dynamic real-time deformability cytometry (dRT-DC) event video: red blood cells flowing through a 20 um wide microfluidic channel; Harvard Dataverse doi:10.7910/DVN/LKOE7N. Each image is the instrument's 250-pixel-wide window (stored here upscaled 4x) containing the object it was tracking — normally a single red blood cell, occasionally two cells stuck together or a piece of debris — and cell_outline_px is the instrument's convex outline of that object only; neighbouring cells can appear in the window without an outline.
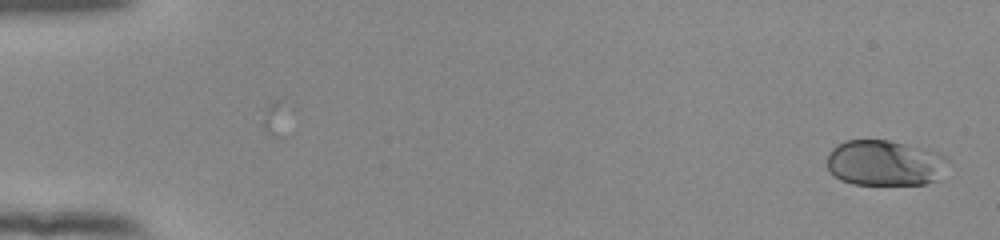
{"species": "human", "species_latin": "Homo sapiens", "temperature_condition": "room temperature", "stored_images_in_passage": 53, "camera_frame_rate_fps": 3000, "um_per_image_px": 0.085, "donor": {"sex": "female"}, "frame": {"image": 1, "passage_image": 1, "time_ms": 0.0, "image_size_px": [1000, 240], "cell_outline_px": [[940, 160], [932, 180], [924, 184], [852, 184], [840, 180], [828, 172], [828, 152], [836, 144], [844, 140], [888, 140], [904, 144], [940, 156]], "centroid_in_image_um": [74.89, 13.85], "position_along_channel_um": 10.1, "area_um2": 30.4}}
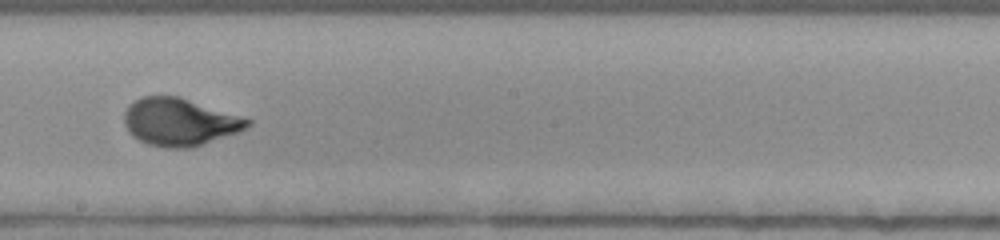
{"frame": {"image": 2, "passage_image": 31, "time_ms": 10.0, "image_size_px": [1000, 240], "cell_outline_px": [[252, 124], [240, 132], [192, 148], [168, 148], [148, 144], [132, 136], [128, 132], [124, 124], [124, 112], [128, 104], [140, 96], [180, 96], [252, 120]], "centroid_in_image_um": [15.25, 10.37], "position_along_channel_um": 232.9, "area_um2": 34.45}}
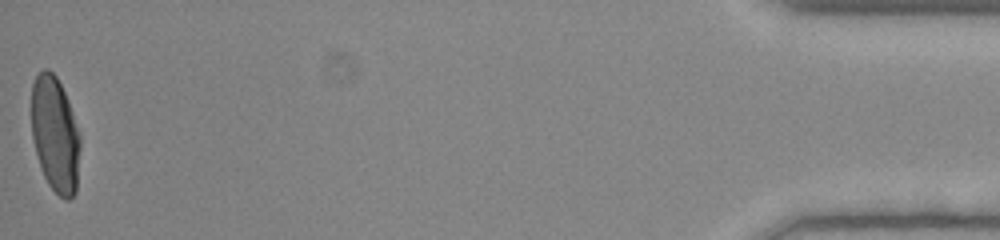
{"frame": {"image": 3, "passage_image": 53, "time_ms": 17.333, "image_size_px": [1000, 240], "cell_outline_px": [[80, 148], [76, 192], [68, 200], [64, 200], [48, 184], [44, 176], [36, 152], [32, 136], [32, 84], [36, 76], [44, 68], [48, 68], [56, 76], [68, 100], [80, 136]], "centroid_in_image_um": [4.69, 11.43], "position_along_channel_um": 430.5, "area_um2": 32.6}, "authors_computed_cell_mechanics": {"area_um2": 32.7148, "velocity_mm_per_s": 3.9038, "shape_relaxation_time_tau1_ms": 3.8164, "shape_relaxation_time_tau2_ms": null, "deformation_change_tau1": 0.1969, "deformation_change_tau2": null}}